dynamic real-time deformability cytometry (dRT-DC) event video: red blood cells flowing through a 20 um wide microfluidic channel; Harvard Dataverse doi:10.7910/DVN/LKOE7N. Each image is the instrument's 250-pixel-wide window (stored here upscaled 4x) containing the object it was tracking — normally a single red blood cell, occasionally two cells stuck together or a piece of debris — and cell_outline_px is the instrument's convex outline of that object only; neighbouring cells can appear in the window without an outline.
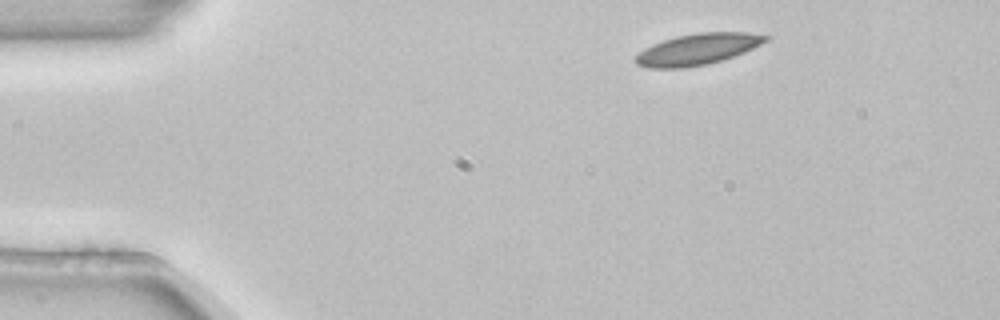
{"species": "common noctule bat (a hibernating species)", "species_latin": "Nyctalus noctula", "temperature_condition": "room temperature", "stored_images_in_passage": 3, "camera_frame_rate_fps": 3000, "um_per_image_px": 0.085, "animal": {"sex": "female", "body_mass_g": 22.7, "forearm_length_mm": 54.2}, "frame": {"image": 1, "passage_image": 1, "time_ms": 0.0, "image_size_px": [1000, 320], "cell_outline_px": [[772, 36], [768, 40], [744, 52], [708, 64], [684, 68], [648, 68], [636, 64], [636, 56], [644, 48], [652, 44], [676, 36], [696, 32], [748, 32]], "centroid_in_image_um": [59.3, 4.17], "position_along_channel_um": 25.7, "area_um2": 23.58}}
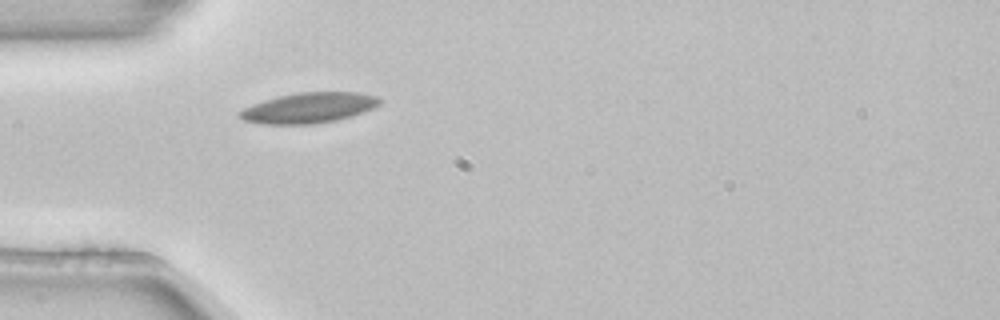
{"frame": {"image": 2, "passage_image": 3, "time_ms": 0.667, "image_size_px": [1000, 320], "cell_outline_px": [[384, 100], [380, 104], [364, 112], [352, 116], [336, 120], [312, 124], [260, 124], [244, 120], [236, 116], [236, 112], [252, 104], [264, 100], [280, 96], [300, 92], [356, 92], [376, 96]], "centroid_in_image_um": [26.23, 9.17], "position_along_channel_um": 58.8, "area_um2": 24.91}}